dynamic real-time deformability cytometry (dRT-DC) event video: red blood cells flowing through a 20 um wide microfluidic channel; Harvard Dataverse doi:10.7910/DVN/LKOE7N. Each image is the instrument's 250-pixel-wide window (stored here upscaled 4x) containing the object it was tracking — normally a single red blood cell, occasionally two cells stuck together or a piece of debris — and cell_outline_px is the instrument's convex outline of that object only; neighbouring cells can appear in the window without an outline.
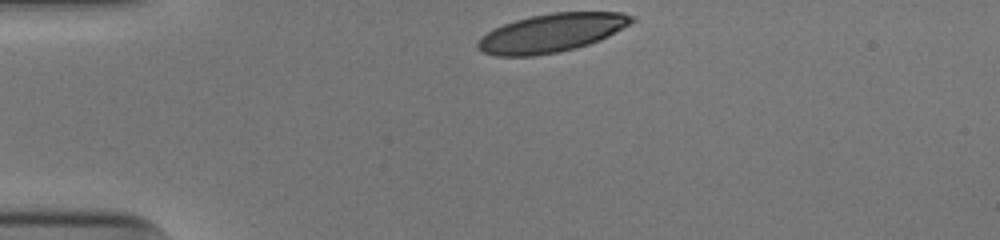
{"species": "human", "species_latin": "Homo sapiens", "temperature_condition": "cold", "stored_images_in_passage": 16, "camera_frame_rate_fps": 3000, "um_per_image_px": 0.085, "donor": {"sex": "male"}, "frame": {"image": 1, "passage_image": 1, "time_ms": 0.0, "image_size_px": [1000, 240], "cell_outline_px": [[636, 20], [608, 36], [600, 40], [576, 48], [556, 52], [532, 56], [496, 56], [484, 52], [476, 48], [476, 44], [480, 36], [504, 24], [516, 20], [532, 16], [552, 12], [624, 12], [636, 16]], "centroid_in_image_um": [46.9, 2.79], "position_along_channel_um": 38.1, "area_um2": 34.39}}
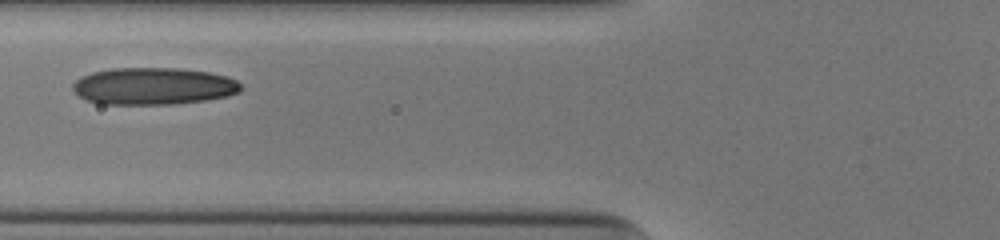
{"frame": {"image": 2, "passage_image": 10, "time_ms": 3.0, "image_size_px": [1000, 240], "cell_outline_px": [[244, 88], [240, 92], [228, 96], [204, 100], [172, 104], [100, 104], [84, 100], [72, 88], [72, 84], [80, 76], [92, 72], [112, 68], [176, 68], [208, 72], [228, 76], [236, 80]], "centroid_in_image_um": [13.03, 7.32], "position_along_channel_um": 112.8, "area_um2": 36.53}}
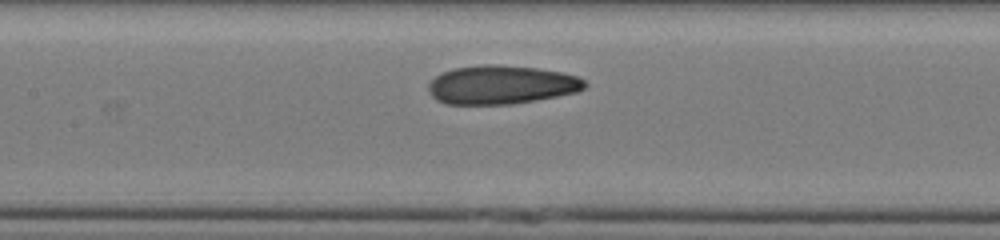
{"frame": {"image": 3, "passage_image": 14, "time_ms": 4.333, "image_size_px": [1000, 240], "cell_outline_px": [[588, 84], [584, 88], [576, 92], [556, 96], [512, 104], [448, 104], [436, 100], [428, 92], [428, 84], [436, 76], [452, 68], [484, 64], [496, 64], [536, 68], [564, 72], [576, 76], [584, 80]], "centroid_in_image_um": [42.6, 7.2], "position_along_channel_um": 164.8, "area_um2": 35.26}}